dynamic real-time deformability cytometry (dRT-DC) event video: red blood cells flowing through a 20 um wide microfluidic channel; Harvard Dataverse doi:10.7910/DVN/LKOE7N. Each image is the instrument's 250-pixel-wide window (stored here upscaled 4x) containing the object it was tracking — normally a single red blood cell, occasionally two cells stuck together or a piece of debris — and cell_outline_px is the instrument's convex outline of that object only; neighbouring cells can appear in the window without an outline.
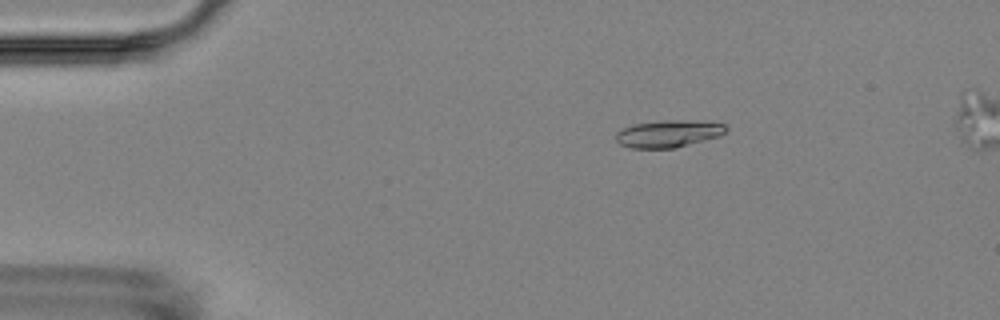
{"species": "Egyptian fruit bat (a non-hibernating species)", "species_latin": "Rousettus aegyptiacus", "temperature_condition": "room temperature", "stored_images_in_passage": 4, "segment_of_instrument_passage": [1, 2], "camera_frame_rate_fps": 3000, "um_per_image_px": 0.085, "animal": {"sex": "female"}, "frame": {"image": 1, "passage_image": 2, "time_ms": 1.333, "image_size_px": [1000, 320], "cell_outline_px": [[728, 128], [720, 136], [676, 148], [632, 148], [620, 144], [616, 140], [616, 132], [632, 124], [660, 120], [684, 120], [724, 124]], "centroid_in_image_um": [56.79, 11.36], "position_along_channel_um": 28.2, "area_um2": 17.4}}